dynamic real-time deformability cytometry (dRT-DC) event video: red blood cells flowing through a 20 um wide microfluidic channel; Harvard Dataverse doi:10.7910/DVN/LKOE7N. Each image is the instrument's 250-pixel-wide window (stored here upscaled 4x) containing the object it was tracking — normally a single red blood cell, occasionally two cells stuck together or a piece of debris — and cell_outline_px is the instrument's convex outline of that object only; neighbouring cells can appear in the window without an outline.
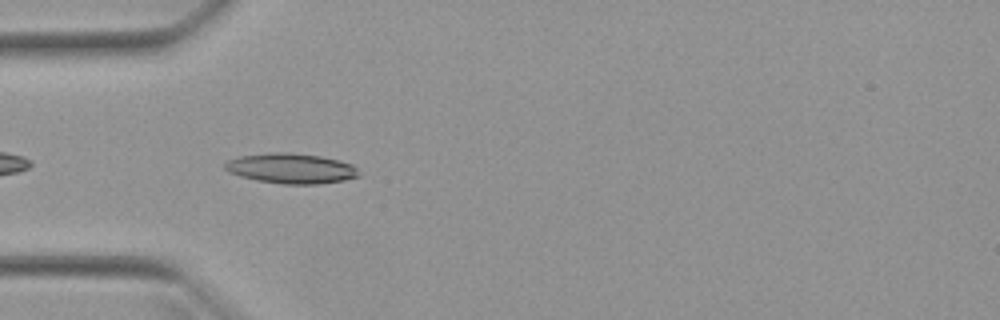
{"species": "Egyptian fruit bat (a non-hibernating species)", "species_latin": "Rousettus aegyptiacus", "temperature_condition": "warm", "stored_images_in_passage": 6, "camera_frame_rate_fps": 3000, "um_per_image_px": 0.085, "animal": {"sex": "female"}, "frame": {"image": 1, "passage_image": 3, "time_ms": 0.667, "image_size_px": [1000, 320], "cell_outline_px": [[360, 176], [344, 180], [316, 184], [284, 184], [256, 180], [240, 176], [228, 172], [224, 168], [224, 164], [228, 160], [240, 156], [276, 152], [280, 152], [320, 156], [352, 164], [356, 168]], "centroid_in_image_um": [24.72, 14.32], "position_along_channel_um": 60.3, "area_um2": 23.24}}